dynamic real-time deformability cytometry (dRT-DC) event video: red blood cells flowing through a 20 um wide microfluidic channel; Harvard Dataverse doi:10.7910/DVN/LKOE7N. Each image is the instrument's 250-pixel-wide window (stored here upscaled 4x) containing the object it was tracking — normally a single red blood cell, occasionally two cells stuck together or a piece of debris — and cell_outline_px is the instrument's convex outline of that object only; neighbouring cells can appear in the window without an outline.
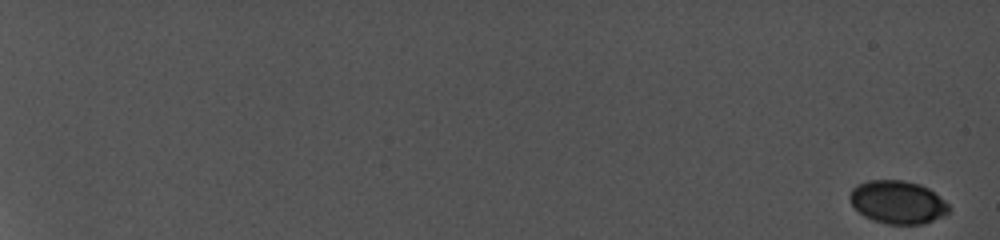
{"species": "common noctule bat (a hibernating species)", "species_latin": "Nyctalus noctula", "temperature_condition": "cold", "stored_images_in_passage": 22, "camera_frame_rate_fps": 5000, "um_per_image_px": 0.085, "animal": {"sex": "female", "body_mass_g": 19.0, "forearm_length_mm": 56.7}, "frame": {"image": 1, "passage_image": 1, "time_ms": 0.0, "image_size_px": [1000, 240], "cell_outline_px": [[952, 208], [944, 216], [924, 224], [888, 224], [872, 220], [864, 216], [852, 204], [848, 196], [852, 188], [856, 184], [868, 180], [904, 180], [920, 184], [928, 188], [944, 200]], "centroid_in_image_um": [76.3, 17.18], "position_along_channel_um": 8.7, "area_um2": 25.03}}
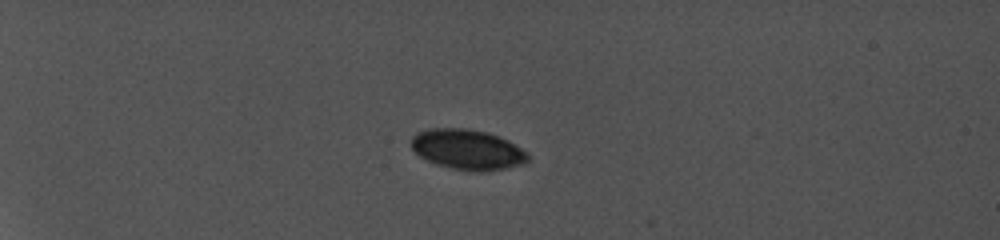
{"frame": {"image": 2, "passage_image": 16, "time_ms": 6.4, "image_size_px": [1000, 240], "cell_outline_px": [[528, 160], [524, 164], [508, 168], [480, 172], [476, 172], [452, 168], [436, 164], [420, 156], [412, 148], [412, 136], [416, 132], [428, 128], [464, 128], [488, 132], [508, 140], [528, 152]], "centroid_in_image_um": [39.75, 12.7], "position_along_channel_um": 45.2, "area_um2": 27.46}}